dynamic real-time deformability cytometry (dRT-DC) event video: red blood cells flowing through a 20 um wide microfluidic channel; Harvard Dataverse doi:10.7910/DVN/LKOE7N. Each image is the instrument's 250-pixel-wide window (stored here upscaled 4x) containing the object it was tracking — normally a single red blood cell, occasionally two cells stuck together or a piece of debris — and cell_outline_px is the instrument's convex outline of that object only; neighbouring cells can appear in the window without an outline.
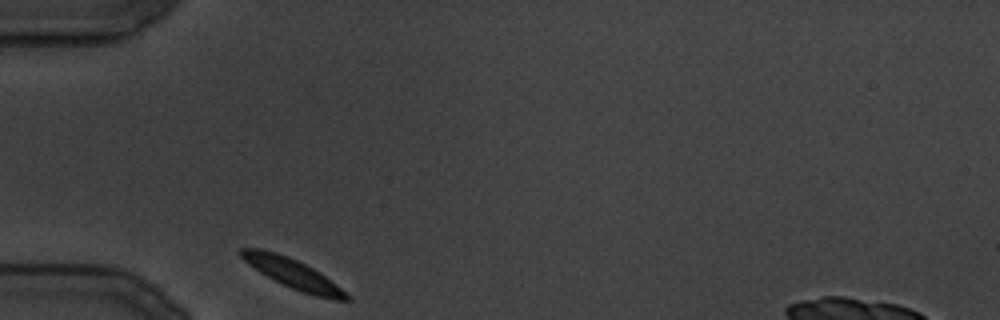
{"species": "common noctule bat (a hibernating species)", "species_latin": "Nyctalus noctula", "temperature_condition": "cold", "stored_images_in_passage": 76, "camera_frame_rate_fps": 3000, "um_per_image_px": 0.085, "animal": {"sex": "male", "body_mass_g": 19.5, "forearm_length_mm": 54.6}, "frame": {"image": 1, "passage_image": 1, "time_ms": 0.0, "image_size_px": [1000, 320], "cell_outline_px": [[352, 300], [336, 300], [316, 296], [300, 292], [260, 272], [248, 264], [236, 252], [240, 248], [260, 248], [276, 252], [288, 256], [312, 268], [324, 276], [352, 296]], "centroid_in_image_um": [24.87, 23.25], "position_along_channel_um": 60.1, "area_um2": 17.98}}
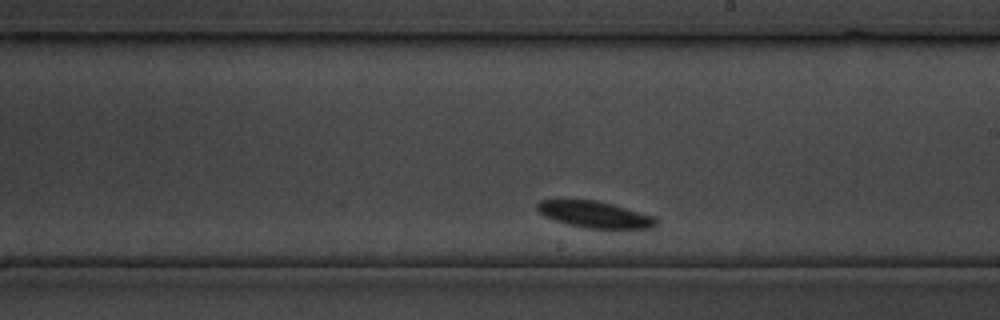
{"frame": {"image": 2, "passage_image": 42, "time_ms": 13.667, "image_size_px": [1000, 320], "cell_outline_px": [[660, 224], [652, 228], [584, 228], [568, 224], [544, 216], [536, 208], [536, 204], [540, 200], [596, 200], [612, 204], [656, 216]], "centroid_in_image_um": [50.61, 18.23], "position_along_channel_um": 238.4, "area_um2": 18.38}}
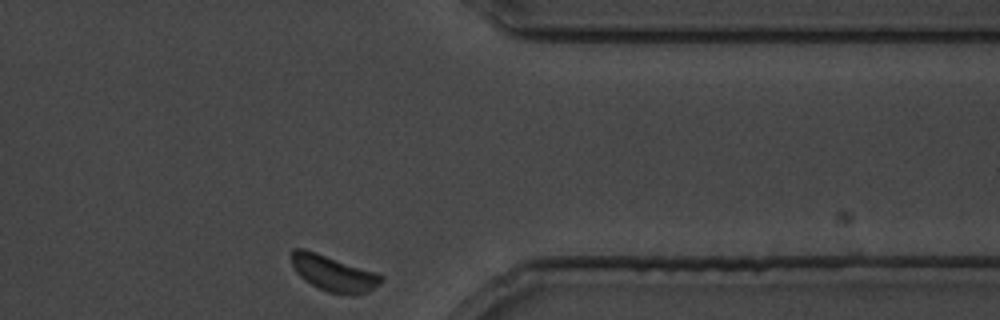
{"frame": {"image": 3, "passage_image": 75, "time_ms": 24.667, "image_size_px": [1000, 320], "cell_outline_px": [[384, 280], [380, 284], [368, 292], [352, 296], [328, 292], [304, 280], [296, 272], [292, 264], [292, 248], [304, 248], [376, 272], [384, 276]], "centroid_in_image_um": [28.38, 23.24], "position_along_channel_um": 383.0, "area_um2": 18.79}}